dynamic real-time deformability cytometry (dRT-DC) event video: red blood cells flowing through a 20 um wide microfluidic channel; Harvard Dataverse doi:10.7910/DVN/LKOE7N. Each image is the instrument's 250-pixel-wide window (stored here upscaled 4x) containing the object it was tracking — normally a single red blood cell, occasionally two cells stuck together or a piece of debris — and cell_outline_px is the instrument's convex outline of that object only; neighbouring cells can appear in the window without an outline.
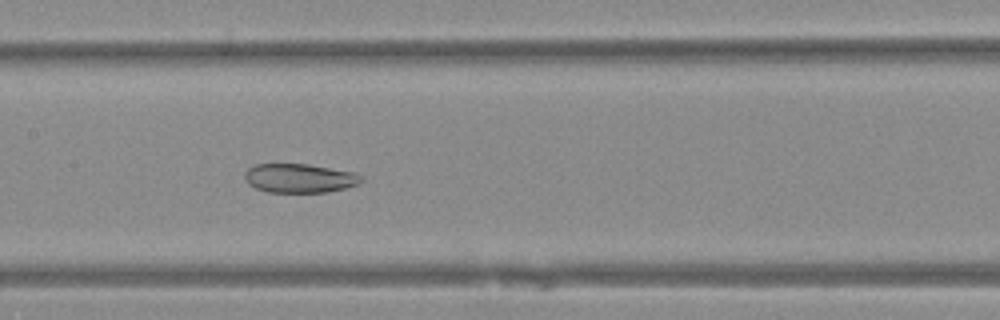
{"species": "Egyptian fruit bat (a non-hibernating species)", "species_latin": "Rousettus aegyptiacus", "temperature_condition": "warm", "stored_images_in_passage": 50, "camera_frame_rate_fps": 3000, "um_per_image_px": 0.085, "animal": {"sex": "female"}, "frame": {"image": 1, "passage_image": 25, "time_ms": 8.0, "image_size_px": [1000, 320], "cell_outline_px": [[364, 180], [360, 184], [328, 192], [268, 192], [256, 188], [248, 184], [244, 180], [244, 172], [248, 168], [256, 164], [308, 164], [352, 172], [360, 176]], "centroid_in_image_um": [25.43, 15.15], "position_along_channel_um": 182.0, "area_um2": 19.71}}
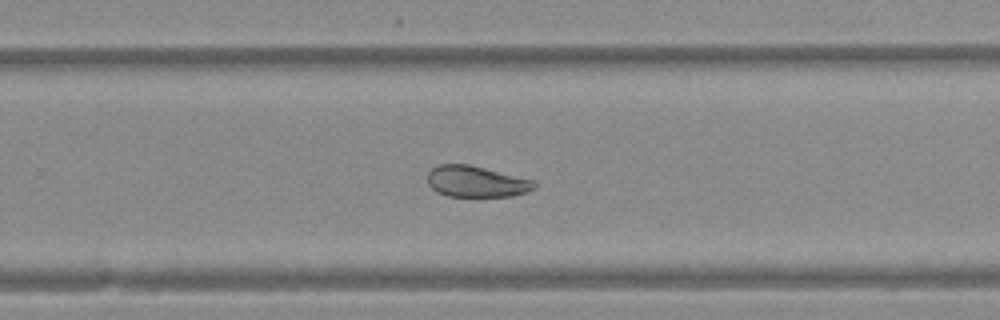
{"frame": {"image": 2, "passage_image": 33, "time_ms": 10.667, "image_size_px": [1000, 320], "cell_outline_px": [[536, 188], [512, 196], [448, 196], [436, 192], [428, 184], [428, 172], [432, 168], [440, 164], [468, 164], [536, 180]], "centroid_in_image_um": [40.49, 15.43], "position_along_channel_um": 289.3, "area_um2": 19.42}}
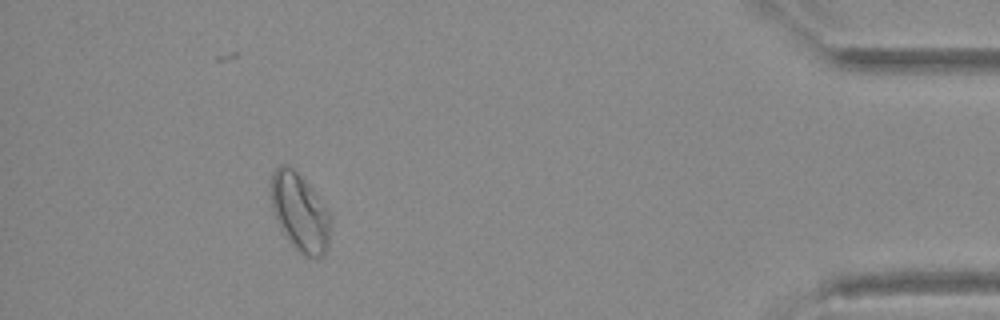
{"frame": {"image": 3, "passage_image": 46, "time_ms": 15.0, "image_size_px": [1000, 320], "cell_outline_px": [[332, 224], [328, 248], [320, 256], [304, 256], [288, 240], [280, 228], [276, 220], [272, 208], [272, 172], [280, 164], [284, 164], [292, 168], [308, 184], [328, 208], [332, 216]], "centroid_in_image_um": [25.53, 18.06], "position_along_channel_um": 409.7, "area_um2": 26.99}}